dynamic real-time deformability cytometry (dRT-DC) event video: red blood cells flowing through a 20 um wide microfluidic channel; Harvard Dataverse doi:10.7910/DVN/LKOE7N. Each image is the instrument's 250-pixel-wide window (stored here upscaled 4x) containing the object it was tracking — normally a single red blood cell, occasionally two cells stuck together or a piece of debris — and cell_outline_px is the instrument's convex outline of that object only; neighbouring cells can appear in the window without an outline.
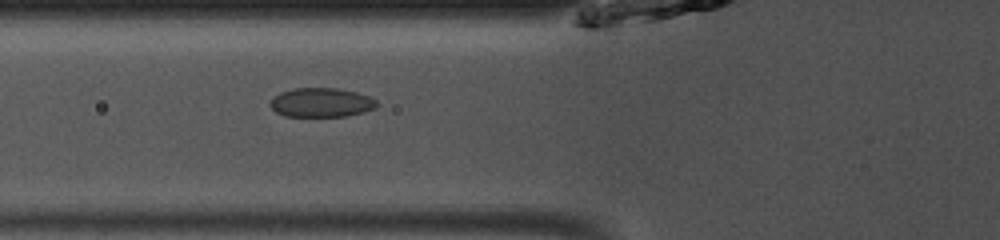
{"species": "common noctule bat (a hibernating species)", "species_latin": "Nyctalus noctula", "temperature_condition": "room temperature", "stored_images_in_passage": 33, "camera_frame_rate_fps": 3000, "um_per_image_px": 0.085, "animal": {"sex": "male", "body_mass_g": 13.0, "forearm_length_mm": 53.1}, "frame": {"image": 1, "passage_image": 3, "time_ms": 0.667, "image_size_px": [1000, 240], "cell_outline_px": [[376, 108], [364, 112], [348, 116], [284, 116], [276, 112], [268, 104], [280, 92], [292, 88], [336, 88], [356, 92], [368, 96], [376, 100]], "centroid_in_image_um": [27.3, 8.71], "position_along_channel_um": 98.5, "area_um2": 18.09}}
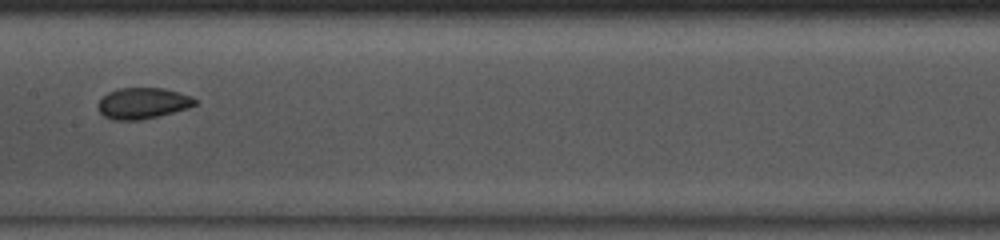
{"frame": {"image": 2, "passage_image": 10, "time_ms": 3.0, "image_size_px": [1000, 240], "cell_outline_px": [[196, 104], [188, 108], [140, 120], [112, 120], [104, 116], [96, 108], [96, 104], [108, 92], [120, 88], [164, 88], [180, 92], [192, 96], [196, 100]], "centroid_in_image_um": [12.11, 8.77], "position_along_channel_um": 195.3, "area_um2": 17.57}}
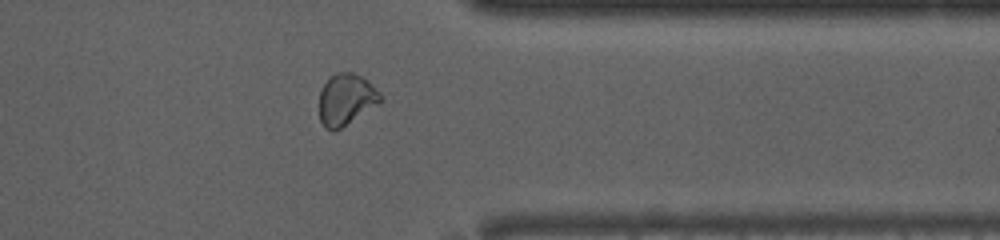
{"frame": {"image": 3, "passage_image": 24, "time_ms": 7.667, "image_size_px": [1000, 240], "cell_outline_px": [[384, 100], [340, 128], [332, 132], [324, 128], [320, 120], [320, 92], [324, 84], [336, 72], [352, 72], [360, 76], [384, 96]], "centroid_in_image_um": [29.41, 8.47], "position_along_channel_um": 382.0, "area_um2": 18.03}, "authors_computed_cell_mechanics": {"area_um2": 17.6868, "velocity_mm_per_s": 4.0985, "shape_relaxation_time_tau1_ms": null, "shape_relaxation_time_tau2_ms": 1.1346, "deformation_change_tau1": null, "deformation_change_tau2": 0.0478}}